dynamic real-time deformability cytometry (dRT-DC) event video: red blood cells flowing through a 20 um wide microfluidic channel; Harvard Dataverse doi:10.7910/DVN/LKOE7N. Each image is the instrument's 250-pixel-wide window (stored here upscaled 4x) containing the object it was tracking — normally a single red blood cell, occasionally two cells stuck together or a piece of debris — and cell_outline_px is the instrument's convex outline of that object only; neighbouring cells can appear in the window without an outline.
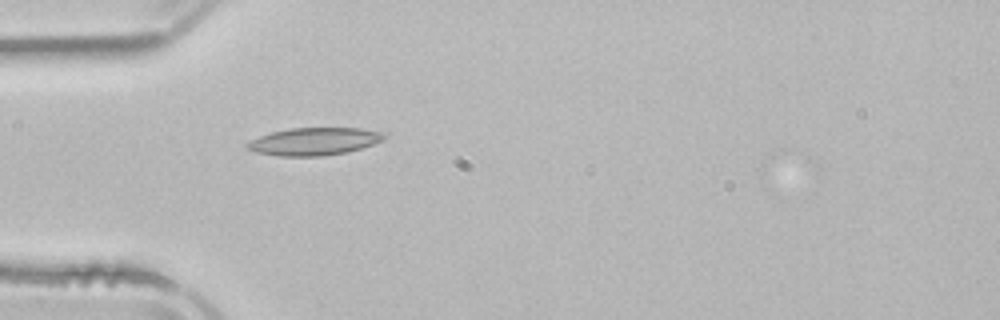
{"species": "common noctule bat (a hibernating species)", "species_latin": "Nyctalus noctula", "temperature_condition": "room temperature", "stored_images_in_passage": 3, "camera_frame_rate_fps": 3000, "um_per_image_px": 0.085, "animal": {"sex": "male", "body_mass_g": 21.5, "forearm_length_mm": 52.0}, "frame": {"image": 1, "passage_image": 3, "time_ms": 2.667, "image_size_px": [1000, 320], "cell_outline_px": [[388, 132], [384, 140], [348, 152], [324, 156], [280, 156], [256, 152], [244, 148], [244, 144], [260, 136], [272, 132], [292, 128], [360, 128]], "centroid_in_image_um": [26.73, 12.02], "position_along_channel_um": 58.3, "area_um2": 22.14}}